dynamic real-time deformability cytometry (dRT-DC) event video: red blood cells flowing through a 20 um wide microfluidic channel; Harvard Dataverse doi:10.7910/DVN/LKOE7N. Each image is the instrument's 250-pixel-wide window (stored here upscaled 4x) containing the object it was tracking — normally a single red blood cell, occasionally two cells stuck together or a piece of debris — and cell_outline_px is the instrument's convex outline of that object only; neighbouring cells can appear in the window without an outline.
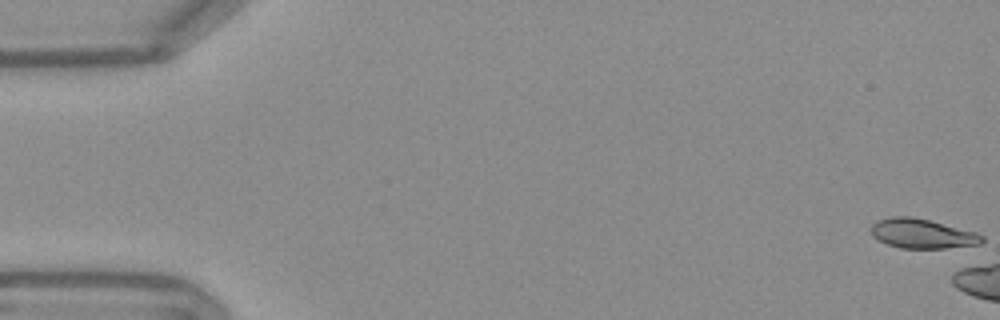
{"species": "Egyptian fruit bat (a non-hibernating species)", "species_latin": "Rousettus aegyptiacus", "temperature_condition": "warm", "stored_images_in_passage": 6, "camera_frame_rate_fps": 3000, "um_per_image_px": 0.085, "frame": {"image": 1, "passage_image": 1, "time_ms": 0.0, "image_size_px": [1000, 320], "cell_outline_px": [[984, 240], [980, 244], [944, 248], [900, 248], [888, 244], [872, 236], [872, 224], [880, 220], [892, 216], [912, 216], [976, 232], [984, 236]], "centroid_in_image_um": [78.4, 19.86], "position_along_channel_um": 6.6, "area_um2": 18.84}}